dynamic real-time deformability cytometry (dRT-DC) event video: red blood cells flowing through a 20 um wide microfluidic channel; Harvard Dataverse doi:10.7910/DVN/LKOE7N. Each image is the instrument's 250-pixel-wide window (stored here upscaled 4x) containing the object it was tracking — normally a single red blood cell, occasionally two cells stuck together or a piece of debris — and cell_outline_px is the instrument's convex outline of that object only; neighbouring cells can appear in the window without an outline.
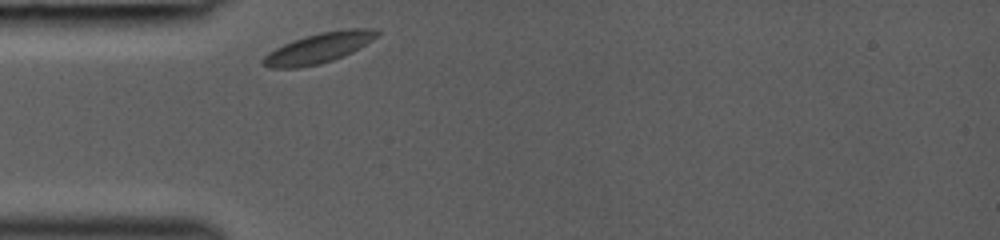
{"species": "common noctule bat (a hibernating species)", "species_latin": "Nyctalus noctula", "temperature_condition": "room temperature", "stored_images_in_passage": 27, "camera_frame_rate_fps": 3000, "um_per_image_px": 0.085, "animal": {"sex": "female", "body_mass_g": 19.0, "forearm_length_mm": 53.3}, "frame": {"image": 1, "passage_image": 1, "time_ms": 0.0, "image_size_px": [1000, 240], "cell_outline_px": [[380, 32], [372, 40], [352, 52], [344, 56], [320, 64], [296, 68], [272, 68], [264, 64], [260, 60], [268, 52], [284, 44], [320, 32], [348, 28], [372, 28]], "centroid_in_image_um": [27.1, 4.08], "position_along_channel_um": 57.9, "area_um2": 19.77}}
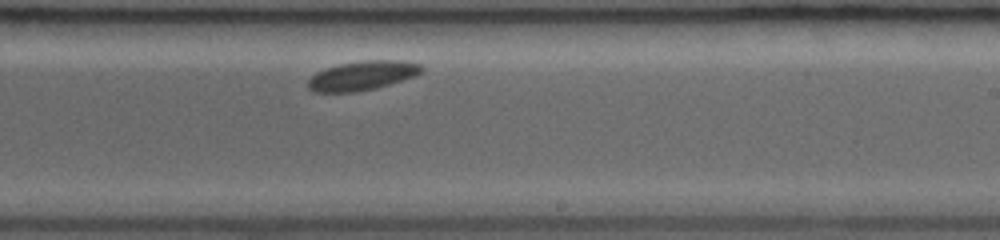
{"frame": {"image": 2, "passage_image": 16, "time_ms": 5.0, "image_size_px": [1000, 240], "cell_outline_px": [[424, 68], [420, 72], [412, 76], [376, 88], [356, 92], [316, 92], [308, 88], [308, 80], [316, 72], [324, 68], [340, 64], [364, 60], [396, 60], [420, 64]], "centroid_in_image_um": [30.74, 6.42], "position_along_channel_um": 258.3, "area_um2": 19.07}}
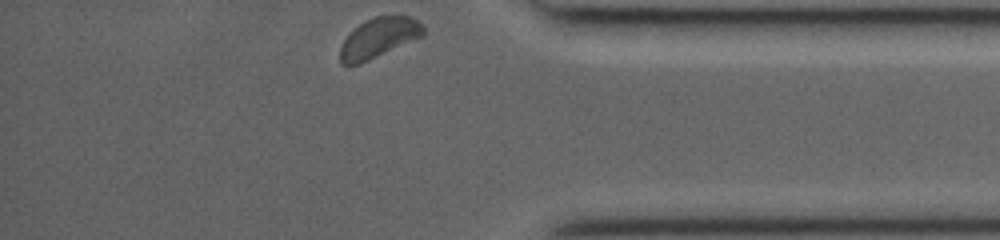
{"frame": {"image": 3, "passage_image": 27, "time_ms": 8.667, "image_size_px": [1000, 240], "cell_outline_px": [[424, 36], [360, 64], [340, 64], [340, 48], [344, 40], [360, 24], [376, 16], [412, 16], [424, 24]], "centroid_in_image_um": [32.25, 3.22], "position_along_channel_um": 402.9, "area_um2": 19.19}}